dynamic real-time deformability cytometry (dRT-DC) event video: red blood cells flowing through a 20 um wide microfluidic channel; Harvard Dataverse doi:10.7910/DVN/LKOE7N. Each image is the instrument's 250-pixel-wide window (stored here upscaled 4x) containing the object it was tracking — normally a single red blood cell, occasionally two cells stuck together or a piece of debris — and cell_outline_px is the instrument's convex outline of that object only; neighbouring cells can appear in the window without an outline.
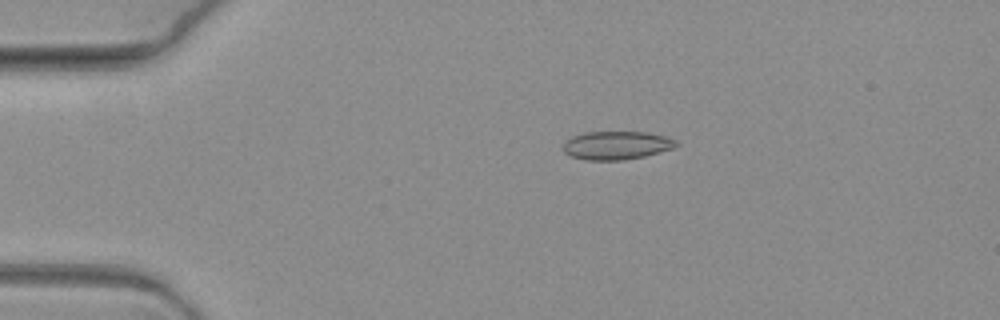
{"species": "common noctule bat (a hibernating species)", "species_latin": "Nyctalus noctula", "temperature_condition": "warm", "stored_images_in_passage": 6, "camera_frame_rate_fps": 3000, "um_per_image_px": 0.085, "animal": {"sex": "female", "body_mass_g": 19.3, "forearm_length_mm": 54.1}, "frame": {"image": 1, "passage_image": 3, "time_ms": 0.667, "image_size_px": [1000, 320], "cell_outline_px": [[680, 144], [672, 148], [660, 152], [644, 156], [620, 160], [584, 160], [572, 156], [564, 152], [564, 144], [572, 136], [584, 132], [644, 132], [664, 136], [676, 140]], "centroid_in_image_um": [52.41, 12.35], "position_along_channel_um": 32.6, "area_um2": 18.5}}